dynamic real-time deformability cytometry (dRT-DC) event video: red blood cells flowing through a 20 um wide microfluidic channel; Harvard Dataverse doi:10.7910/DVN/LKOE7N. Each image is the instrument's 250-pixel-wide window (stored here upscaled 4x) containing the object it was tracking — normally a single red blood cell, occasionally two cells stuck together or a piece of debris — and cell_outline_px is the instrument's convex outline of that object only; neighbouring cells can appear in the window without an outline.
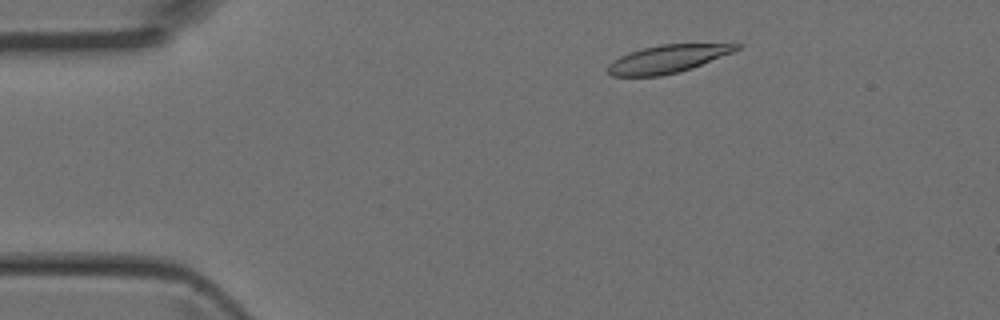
{"species": "Egyptian fruit bat (a non-hibernating species)", "species_latin": "Rousettus aegyptiacus", "temperature_condition": "room temperature", "stored_images_in_passage": 5, "camera_frame_rate_fps": 3000, "um_per_image_px": 0.085, "animal": {"sex": "female"}, "frame": {"image": 1, "passage_image": 5, "time_ms": 1.333, "image_size_px": [1000, 320], "cell_outline_px": [[744, 44], [740, 48], [732, 52], [692, 68], [680, 72], [660, 76], [612, 76], [608, 72], [608, 64], [612, 60], [620, 56], [644, 48], [660, 44]], "centroid_in_image_um": [56.73, 5.02], "position_along_channel_um": 28.3, "area_um2": 20.63}}